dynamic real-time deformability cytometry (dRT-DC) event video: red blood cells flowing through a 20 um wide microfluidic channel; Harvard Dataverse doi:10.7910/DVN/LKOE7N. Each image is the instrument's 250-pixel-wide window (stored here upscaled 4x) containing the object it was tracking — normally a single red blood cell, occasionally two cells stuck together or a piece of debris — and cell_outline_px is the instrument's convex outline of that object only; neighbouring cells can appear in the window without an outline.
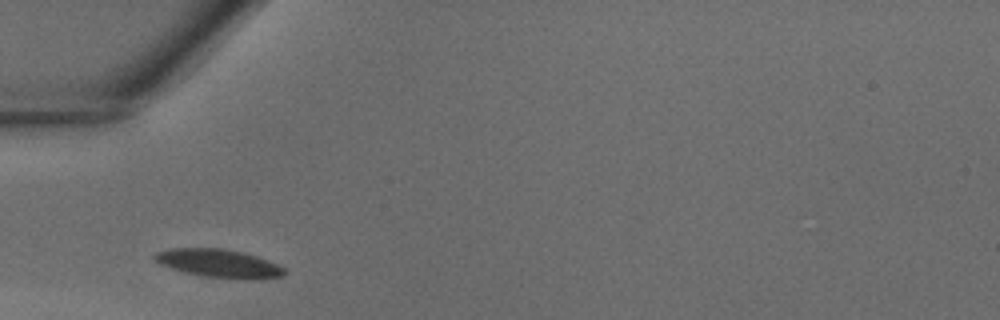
{"species": "common noctule bat (a hibernating species)", "species_latin": "Nyctalus noctula", "temperature_condition": "warm", "stored_images_in_passage": 21, "camera_frame_rate_fps": 3000, "um_per_image_px": 0.085, "animal": {"sex": "male", "body_mass_g": 18.8}, "frame": {"image": 1, "passage_image": 1, "time_ms": 0.0, "image_size_px": [1000, 320], "cell_outline_px": [[288, 272], [284, 276], [260, 280], [244, 280], [204, 276], [184, 272], [160, 264], [152, 260], [152, 256], [156, 252], [172, 248], [224, 248], [244, 252], [268, 260], [284, 268]], "centroid_in_image_um": [18.64, 22.4], "position_along_channel_um": 66.4, "area_um2": 21.79}}
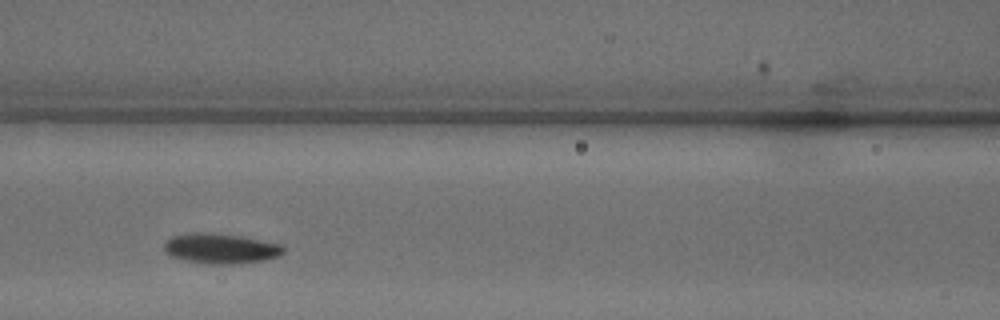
{"frame": {"image": 2, "passage_image": 6, "time_ms": 1.667, "image_size_px": [1000, 320], "cell_outline_px": [[284, 252], [280, 256], [268, 260], [228, 264], [212, 264], [184, 260], [172, 256], [164, 252], [164, 240], [172, 236], [188, 232], [212, 232], [240, 236], [280, 244], [284, 248]], "centroid_in_image_um": [18.72, 21.11], "position_along_channel_um": 147.9, "area_um2": 21.15}}
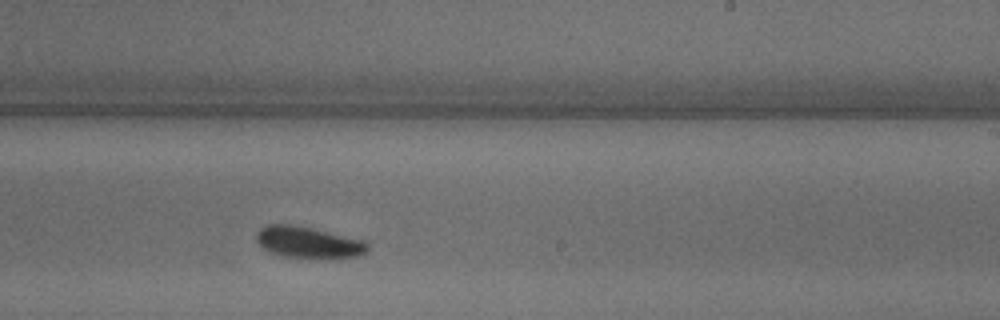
{"frame": {"image": 3, "passage_image": 13, "time_ms": 4.0, "image_size_px": [1000, 320], "cell_outline_px": [[368, 248], [364, 252], [356, 256], [332, 260], [288, 256], [272, 252], [260, 248], [256, 240], [256, 232], [260, 228], [268, 224], [292, 224], [312, 228], [364, 240], [368, 244]], "centroid_in_image_um": [26.19, 20.61], "position_along_channel_um": 262.8, "area_um2": 20.63}}